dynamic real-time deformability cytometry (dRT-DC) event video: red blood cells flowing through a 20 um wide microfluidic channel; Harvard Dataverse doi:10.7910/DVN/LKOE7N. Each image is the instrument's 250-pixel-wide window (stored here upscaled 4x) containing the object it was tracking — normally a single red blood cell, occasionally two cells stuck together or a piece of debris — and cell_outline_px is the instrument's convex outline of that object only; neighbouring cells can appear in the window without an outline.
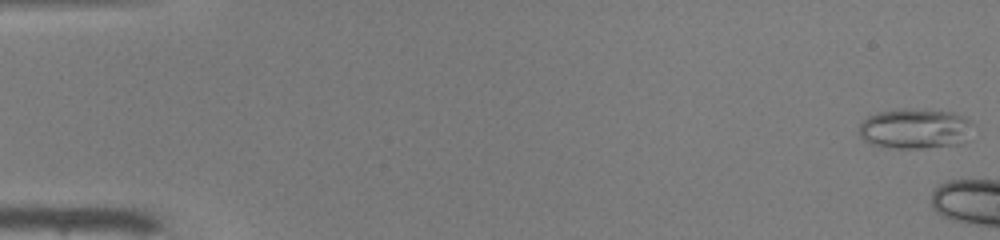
{"species": "common noctule bat (a hibernating species)", "species_latin": "Nyctalus noctula", "temperature_condition": "warm", "stored_images_in_passage": 6, "camera_frame_rate_fps": 3000, "um_per_image_px": 0.085, "animal": {"sex": "male", "body_mass_g": 19.0, "forearm_length_mm": 50.8}, "frame": {"image": 1, "passage_image": 1, "time_ms": 0.0, "image_size_px": [1000, 240], "cell_outline_px": [[972, 124], [960, 144], [924, 148], [896, 148], [872, 144], [864, 140], [860, 136], [860, 124], [868, 116], [880, 112], [952, 112], [964, 116]], "centroid_in_image_um": [77.74, 10.99], "position_along_channel_um": 7.3, "area_um2": 25.14}}